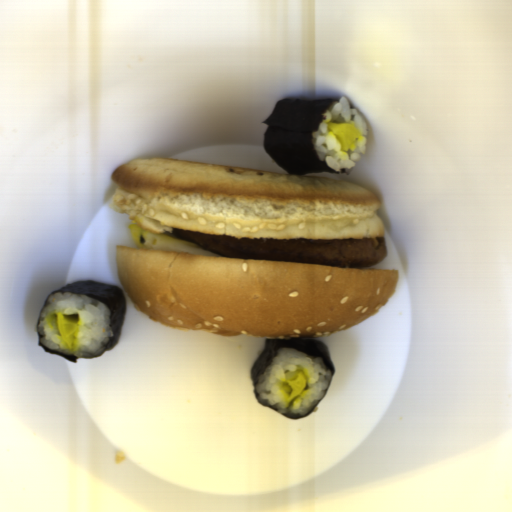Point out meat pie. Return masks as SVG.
Segmentation results:
<instances>
[{"label": "meat pie", "instance_id": "meat-pie-1", "mask_svg": "<svg viewBox=\"0 0 512 512\" xmlns=\"http://www.w3.org/2000/svg\"><path fill=\"white\" fill-rule=\"evenodd\" d=\"M171 234L231 258L269 259L341 268L373 267L388 255L384 236L335 239L236 238L172 228Z\"/></svg>", "mask_w": 512, "mask_h": 512}]
</instances>
